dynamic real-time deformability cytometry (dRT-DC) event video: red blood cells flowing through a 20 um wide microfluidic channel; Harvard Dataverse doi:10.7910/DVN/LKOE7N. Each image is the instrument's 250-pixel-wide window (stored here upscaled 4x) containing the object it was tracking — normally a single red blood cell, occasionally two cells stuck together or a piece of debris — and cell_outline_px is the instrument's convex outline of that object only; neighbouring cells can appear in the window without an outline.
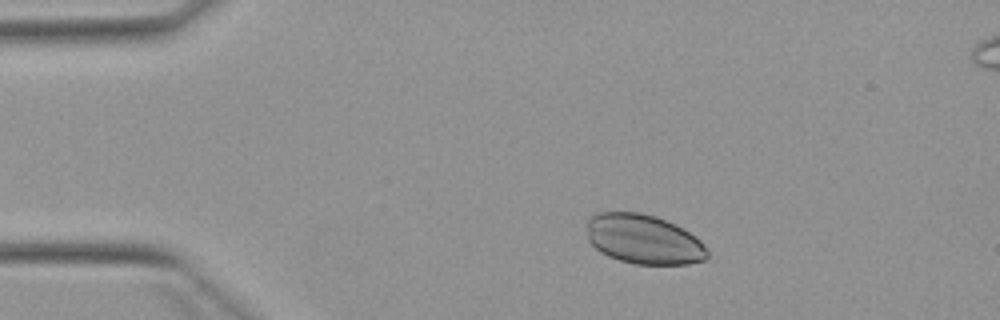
{"species": "Egyptian fruit bat (a non-hibernating species)", "species_latin": "Rousettus aegyptiacus", "temperature_condition": "warm", "stored_images_in_passage": 5, "camera_frame_rate_fps": 3000, "um_per_image_px": 0.085, "animal": {"sex": "female"}, "frame": {"image": 1, "passage_image": 2, "time_ms": 1.333, "image_size_px": [1000, 320], "cell_outline_px": [[708, 256], [704, 260], [688, 264], [636, 264], [620, 260], [608, 256], [600, 252], [588, 240], [588, 220], [596, 212], [640, 212], [656, 216], [676, 224], [700, 240], [704, 244], [708, 252]], "centroid_in_image_um": [54.72, 20.33], "position_along_channel_um": 30.3, "area_um2": 34.8}}
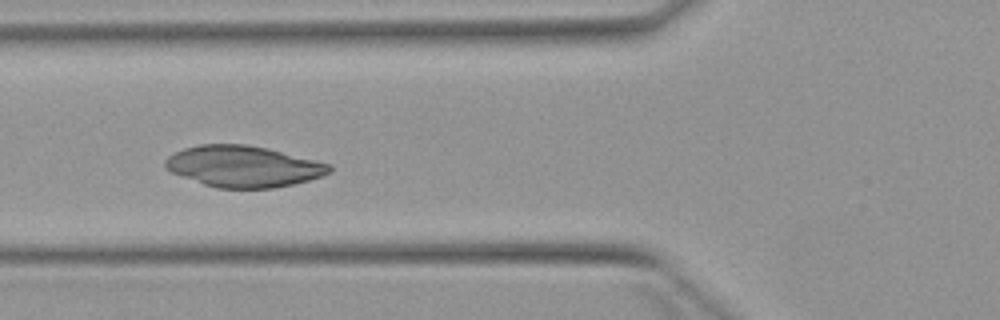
{"frame": {"image": 2, "passage_image": 5, "time_ms": 4.667, "image_size_px": [1000, 320], "cell_outline_px": [[332, 168], [328, 172], [320, 176], [308, 180], [292, 184], [272, 188], [216, 188], [204, 184], [172, 172], [164, 164], [164, 160], [168, 156], [184, 148], [200, 144], [248, 144], [268, 148], [332, 164]], "centroid_in_image_um": [20.69, 14.13], "position_along_channel_um": 105.1, "area_um2": 39.19}}